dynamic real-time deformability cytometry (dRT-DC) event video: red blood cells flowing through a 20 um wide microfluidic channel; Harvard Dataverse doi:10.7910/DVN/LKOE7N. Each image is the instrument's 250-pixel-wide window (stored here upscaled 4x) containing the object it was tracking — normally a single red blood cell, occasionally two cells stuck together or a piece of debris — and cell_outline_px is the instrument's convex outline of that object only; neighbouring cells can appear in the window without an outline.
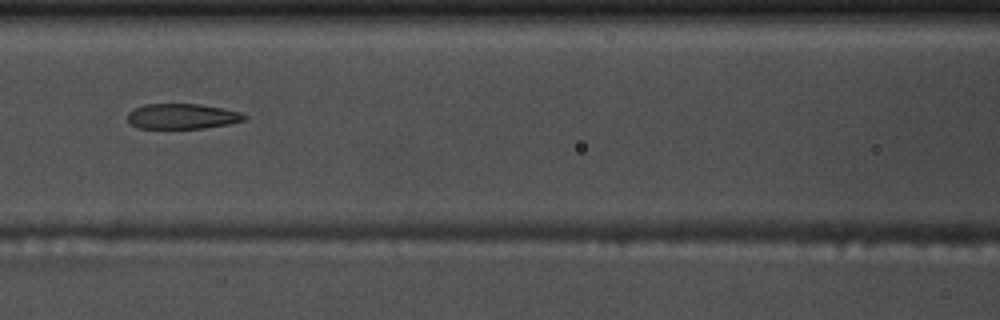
{"species": "common noctule bat (a hibernating species)", "species_latin": "Nyctalus noctula", "temperature_condition": "warm", "stored_images_in_passage": 5, "camera_frame_rate_fps": 3000, "um_per_image_px": 0.085, "animal": {"sex": "male", "body_mass_g": 17.5, "forearm_length_mm": 52.3}, "frame": {"image": 1, "passage_image": 5, "time_ms": 1.333, "image_size_px": [1000, 320], "cell_outline_px": [[248, 116], [244, 120], [228, 124], [204, 128], [140, 128], [132, 124], [128, 120], [128, 112], [144, 104], [200, 104], [224, 108], [240, 112]], "centroid_in_image_um": [15.51, 9.88], "position_along_channel_um": 151.1, "area_um2": 17.11}}